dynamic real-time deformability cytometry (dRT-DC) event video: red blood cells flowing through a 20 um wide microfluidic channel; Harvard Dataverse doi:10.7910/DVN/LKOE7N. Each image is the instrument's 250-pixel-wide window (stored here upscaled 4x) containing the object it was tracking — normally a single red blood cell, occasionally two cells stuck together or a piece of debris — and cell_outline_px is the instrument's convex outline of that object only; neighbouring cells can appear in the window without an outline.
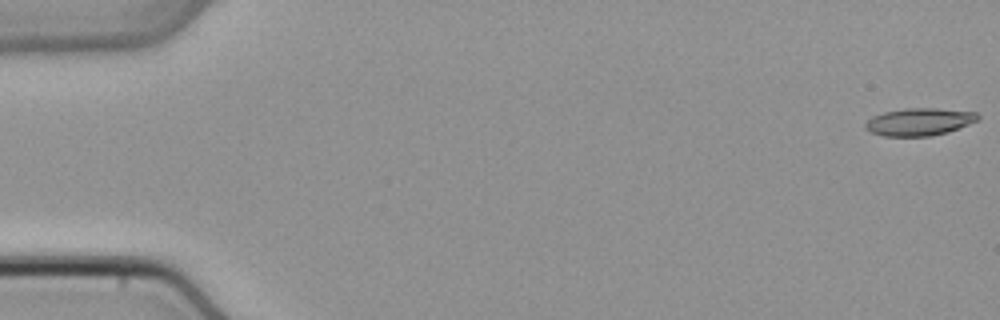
{"species": "common noctule bat (a hibernating species)", "species_latin": "Nyctalus noctula", "temperature_condition": "cold", "stored_images_in_passage": 15, "camera_frame_rate_fps": 3000, "um_per_image_px": 0.085, "animal": {"sex": "male", "body_mass_g": 21.5, "forearm_length_mm": 52.0}, "frame": {"image": 1, "passage_image": 1, "time_ms": 0.0, "image_size_px": [1000, 320], "cell_outline_px": [[980, 120], [948, 132], [932, 136], [884, 136], [872, 132], [864, 128], [864, 124], [872, 116], [884, 112], [904, 108], [936, 108], [976, 112], [980, 116]], "centroid_in_image_um": [78.16, 10.35], "position_along_channel_um": 6.8, "area_um2": 18.15}}
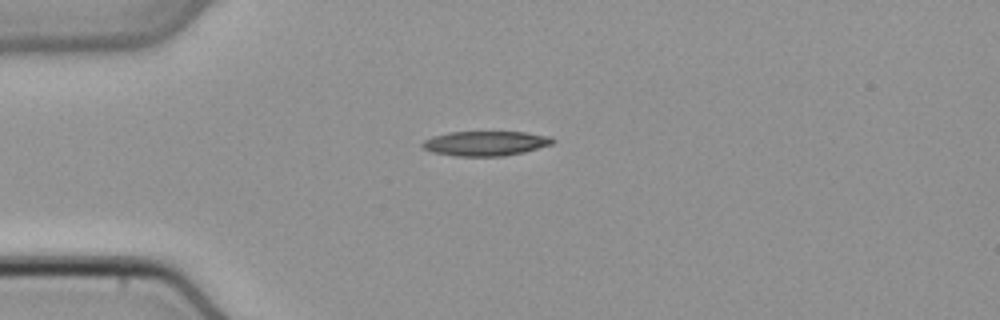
{"frame": {"image": 2, "passage_image": 13, "time_ms": 4.0, "image_size_px": [1000, 320], "cell_outline_px": [[556, 140], [552, 144], [524, 152], [504, 156], [456, 156], [432, 152], [420, 148], [420, 144], [424, 140], [432, 136], [448, 132], [524, 132], [552, 136]], "centroid_in_image_um": [41.24, 12.18], "position_along_channel_um": 43.8, "area_um2": 18.96}}